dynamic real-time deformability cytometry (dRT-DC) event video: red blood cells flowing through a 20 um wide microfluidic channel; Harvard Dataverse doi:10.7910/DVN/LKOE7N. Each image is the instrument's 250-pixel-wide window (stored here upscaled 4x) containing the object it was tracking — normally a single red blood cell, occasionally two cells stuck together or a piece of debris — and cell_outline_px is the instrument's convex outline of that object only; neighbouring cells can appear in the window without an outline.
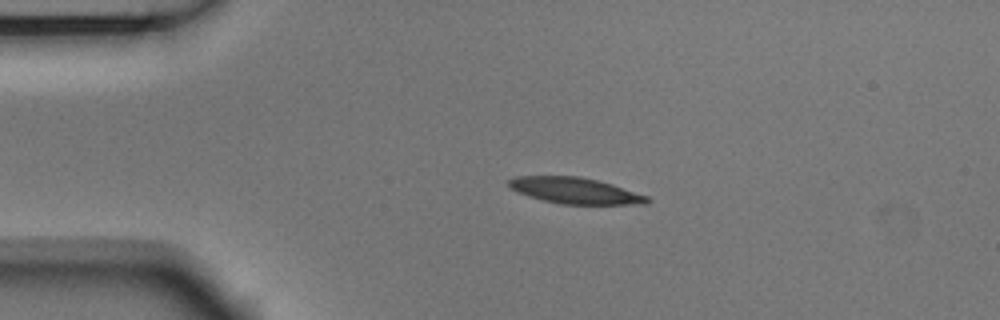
{"species": "Egyptian fruit bat (a non-hibernating species)", "species_latin": "Rousettus aegyptiacus", "temperature_condition": "room temperature", "stored_images_in_passage": 4, "camera_frame_rate_fps": 3000, "um_per_image_px": 0.085, "animal": {"sex": "male"}, "frame": {"image": 1, "passage_image": 3, "time_ms": 0.667, "image_size_px": [1000, 320], "cell_outline_px": [[652, 200], [648, 204], [560, 204], [528, 196], [512, 188], [508, 184], [508, 180], [516, 176], [580, 176], [612, 184], [648, 196]], "centroid_in_image_um": [48.92, 16.2], "position_along_channel_um": 36.1, "area_um2": 20.92}}